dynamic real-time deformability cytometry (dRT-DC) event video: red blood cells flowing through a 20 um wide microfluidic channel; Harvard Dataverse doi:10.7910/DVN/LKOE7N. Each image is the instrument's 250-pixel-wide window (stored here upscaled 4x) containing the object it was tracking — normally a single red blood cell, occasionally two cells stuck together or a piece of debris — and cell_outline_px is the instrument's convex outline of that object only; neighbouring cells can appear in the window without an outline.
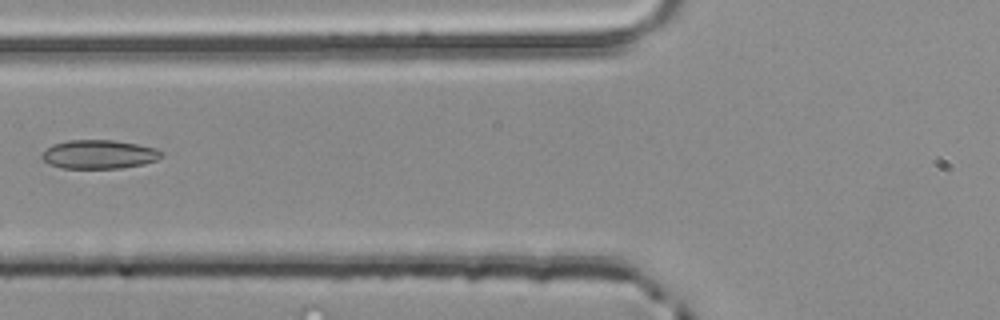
{"species": "common noctule bat (a hibernating species)", "species_latin": "Nyctalus noctula", "temperature_condition": "room temperature", "stored_images_in_passage": 3, "camera_frame_rate_fps": 3000, "um_per_image_px": 0.085, "animal": {"sex": "male", "body_mass_g": 20.4}, "frame": {"image": 1, "passage_image": 3, "time_ms": 0.667, "image_size_px": [1000, 320], "cell_outline_px": [[164, 156], [156, 160], [144, 164], [120, 168], [60, 168], [48, 164], [40, 156], [52, 144], [68, 140], [116, 140], [156, 148], [164, 152]], "centroid_in_image_um": [8.44, 13.12], "position_along_channel_um": 117.4, "area_um2": 20.17}}